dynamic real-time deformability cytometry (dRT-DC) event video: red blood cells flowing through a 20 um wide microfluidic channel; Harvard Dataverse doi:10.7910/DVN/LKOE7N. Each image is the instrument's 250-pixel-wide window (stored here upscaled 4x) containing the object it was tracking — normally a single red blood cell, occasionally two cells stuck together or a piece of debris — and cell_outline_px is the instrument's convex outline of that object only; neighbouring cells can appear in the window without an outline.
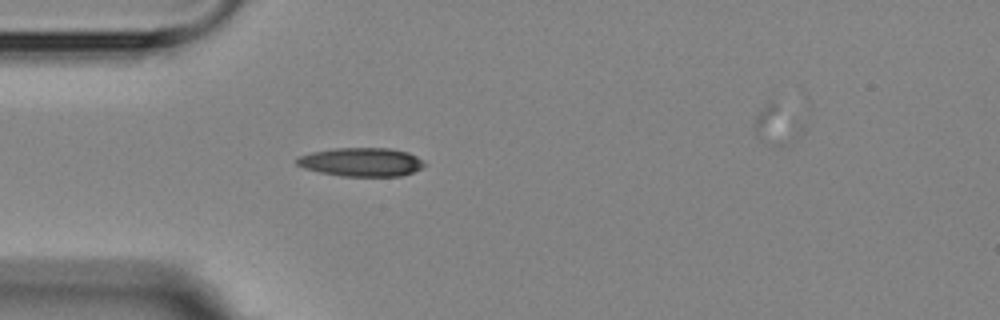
{"species": "Egyptian fruit bat (a non-hibernating species)", "species_latin": "Rousettus aegyptiacus", "temperature_condition": "room temperature", "stored_images_in_passage": 2, "segment_of_instrument_passage": [1, 2], "camera_frame_rate_fps": 3000, "um_per_image_px": 0.085, "animal": {"sex": "female"}, "frame": {"image": 1, "passage_image": 1, "time_ms": 0.0, "image_size_px": [1000, 320], "cell_outline_px": [[424, 164], [420, 168], [412, 172], [400, 176], [344, 176], [320, 172], [304, 168], [296, 164], [296, 156], [312, 152], [332, 148], [388, 148], [408, 152], [416, 156]], "centroid_in_image_um": [30.65, 13.76], "position_along_channel_um": 54.3, "area_um2": 21.15}}